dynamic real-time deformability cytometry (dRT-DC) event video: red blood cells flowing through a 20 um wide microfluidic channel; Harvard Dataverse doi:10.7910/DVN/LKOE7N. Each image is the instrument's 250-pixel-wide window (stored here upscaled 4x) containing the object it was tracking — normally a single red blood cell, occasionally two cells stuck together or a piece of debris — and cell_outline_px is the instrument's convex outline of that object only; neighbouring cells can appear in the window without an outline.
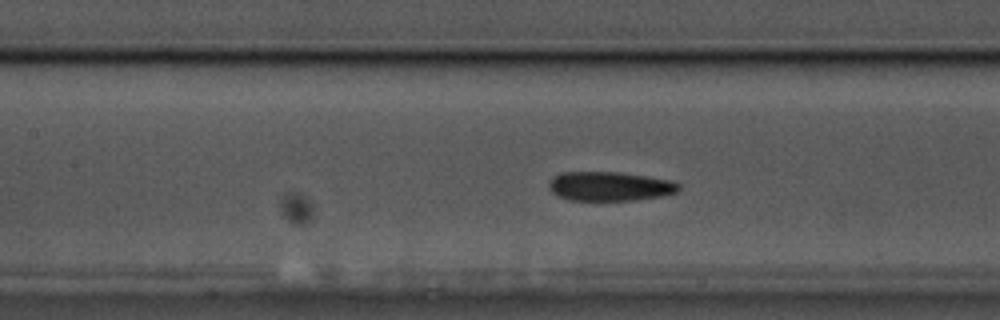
{"species": "common noctule bat (a hibernating species)", "species_latin": "Nyctalus noctula", "temperature_condition": "cold", "stored_images_in_passage": 58, "camera_frame_rate_fps": 3000, "um_per_image_px": 0.085, "animal": {"sex": "male", "body_mass_g": 17.5, "forearm_length_mm": 52.3}, "frame": {"image": 1, "passage_image": 25, "time_ms": 8.0, "image_size_px": [1000, 320], "cell_outline_px": [[680, 188], [676, 192], [660, 196], [632, 200], [572, 200], [560, 196], [552, 192], [548, 188], [548, 180], [552, 176], [560, 172], [620, 172], [648, 176], [668, 180], [680, 184]], "centroid_in_image_um": [51.78, 15.82], "position_along_channel_um": 155.6, "area_um2": 22.08}, "authors_computed_cell_mechanics": {"area_um2": 21.9929, "velocity_mm_per_s": 3.4338, "shape_relaxation_time_tau1_ms": 4.3669, "shape_relaxation_time_tau2_ms": 3.9519, "deformation_change_tau1": 0.0948, "deformation_change_tau2": 0.0675}}